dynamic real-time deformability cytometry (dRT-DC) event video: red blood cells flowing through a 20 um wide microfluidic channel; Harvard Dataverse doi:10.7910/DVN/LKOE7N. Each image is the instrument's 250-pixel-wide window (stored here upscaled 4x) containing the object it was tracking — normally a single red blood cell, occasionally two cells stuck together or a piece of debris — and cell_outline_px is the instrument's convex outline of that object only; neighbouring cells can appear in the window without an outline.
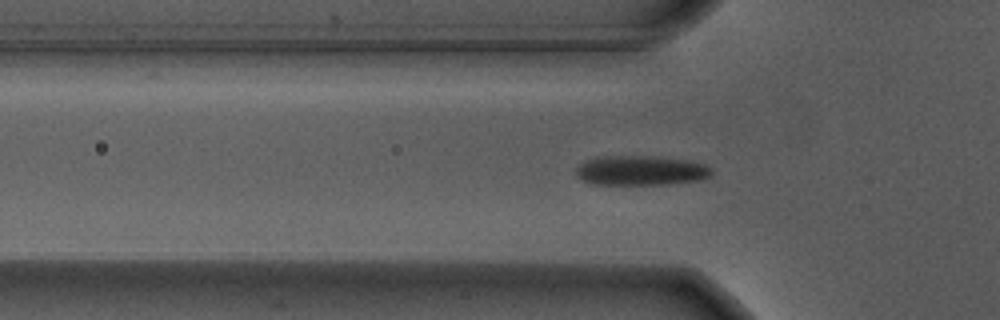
{"species": "Egyptian fruit bat (a non-hibernating species)", "species_latin": "Rousettus aegyptiacus", "temperature_condition": "warm", "stored_images_in_passage": 42, "camera_frame_rate_fps": 3000, "um_per_image_px": 0.085, "animal": {"sex": "male"}, "frame": {"image": 1, "passage_image": 3, "time_ms": 0.667, "image_size_px": [1000, 320], "cell_outline_px": [[712, 176], [704, 180], [668, 184], [592, 184], [576, 176], [576, 168], [580, 164], [588, 160], [604, 156], [648, 156], [688, 160], [704, 164], [712, 168]], "centroid_in_image_um": [54.53, 14.5], "position_along_channel_um": 71.3, "area_um2": 23.47}}
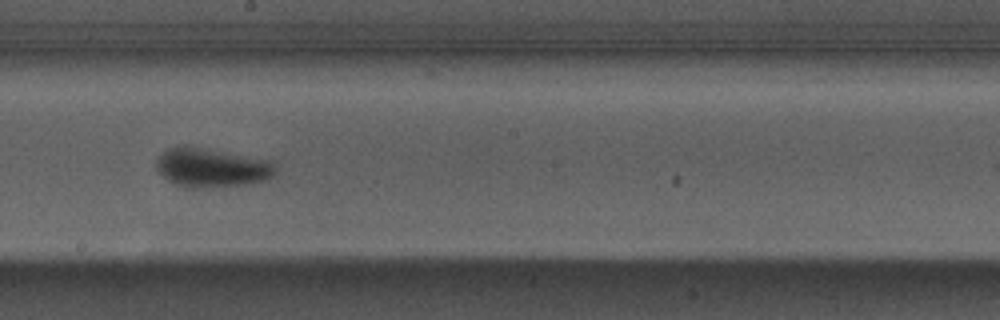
{"frame": {"image": 2, "passage_image": 16, "time_ms": 5.0, "image_size_px": [1000, 320], "cell_outline_px": [[276, 172], [272, 176], [264, 180], [240, 184], [192, 188], [176, 184], [168, 180], [156, 168], [156, 160], [168, 148], [180, 144], [184, 144], [268, 160], [276, 168]], "centroid_in_image_um": [17.93, 14.22], "position_along_channel_um": 230.3, "area_um2": 26.59}}
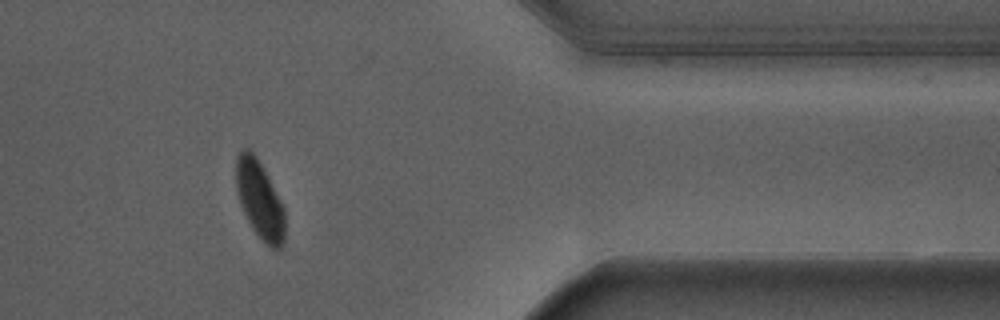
{"frame": {"image": 3, "passage_image": 31, "time_ms": 10.0, "image_size_px": [1000, 320], "cell_outline_px": [[284, 240], [280, 248], [272, 248], [252, 228], [240, 204], [236, 192], [236, 156], [244, 148], [248, 148], [256, 156], [280, 200], [284, 208]], "centroid_in_image_um": [22.05, 16.94], "position_along_channel_um": 389.4, "area_um2": 21.62}, "authors_computed_cell_mechanics": {"area_um2": 24.7095, "velocity_mm_per_s": 3.6622, "shape_relaxation_time_tau1_ms": 2.3628, "shape_relaxation_time_tau2_ms": null, "deformation_change_tau1": 0.1427, "deformation_change_tau2": null}}